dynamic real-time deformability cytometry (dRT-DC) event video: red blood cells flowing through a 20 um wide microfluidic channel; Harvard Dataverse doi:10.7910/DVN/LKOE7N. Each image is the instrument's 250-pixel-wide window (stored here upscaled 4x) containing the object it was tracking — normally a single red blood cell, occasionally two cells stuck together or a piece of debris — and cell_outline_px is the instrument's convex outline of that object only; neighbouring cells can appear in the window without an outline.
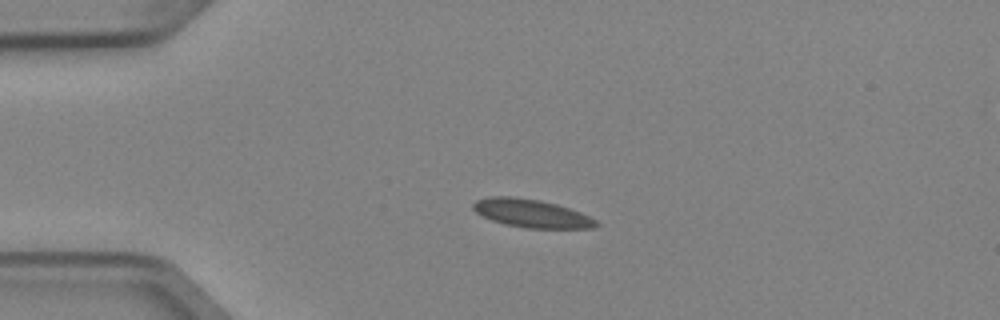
{"species": "Egyptian fruit bat (a non-hibernating species)", "species_latin": "Rousettus aegyptiacus", "temperature_condition": "cold", "stored_images_in_passage": 4, "camera_frame_rate_fps": 3000, "um_per_image_px": 0.085, "animal": {"sex": "female"}, "frame": {"image": 1, "passage_image": 2, "time_ms": 0.333, "image_size_px": [1000, 320], "cell_outline_px": [[600, 224], [596, 228], [528, 228], [504, 224], [492, 220], [476, 212], [472, 208], [472, 204], [476, 200], [488, 196], [512, 196], [540, 200], [556, 204], [580, 212], [596, 220]], "centroid_in_image_um": [45.17, 18.13], "position_along_channel_um": 39.8, "area_um2": 20.17}}
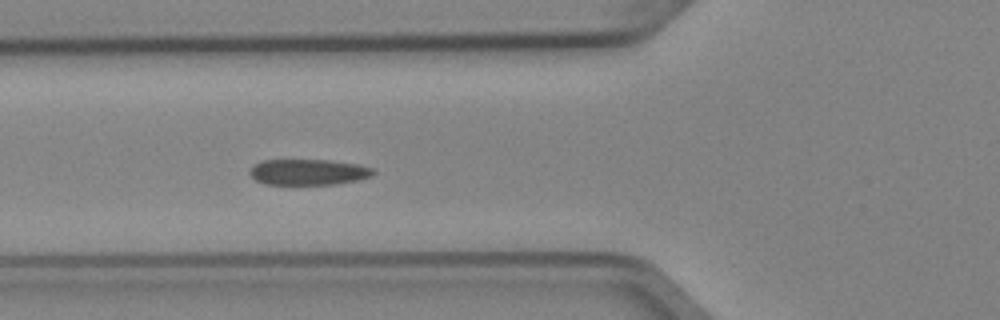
{"frame": {"image": 2, "passage_image": 4, "time_ms": 1.0, "image_size_px": [1000, 320], "cell_outline_px": [[376, 172], [372, 176], [360, 180], [336, 184], [264, 184], [256, 180], [248, 172], [260, 160], [328, 160], [356, 164], [372, 168]], "centroid_in_image_um": [26.23, 14.63], "position_along_channel_um": 99.6, "area_um2": 18.55}}